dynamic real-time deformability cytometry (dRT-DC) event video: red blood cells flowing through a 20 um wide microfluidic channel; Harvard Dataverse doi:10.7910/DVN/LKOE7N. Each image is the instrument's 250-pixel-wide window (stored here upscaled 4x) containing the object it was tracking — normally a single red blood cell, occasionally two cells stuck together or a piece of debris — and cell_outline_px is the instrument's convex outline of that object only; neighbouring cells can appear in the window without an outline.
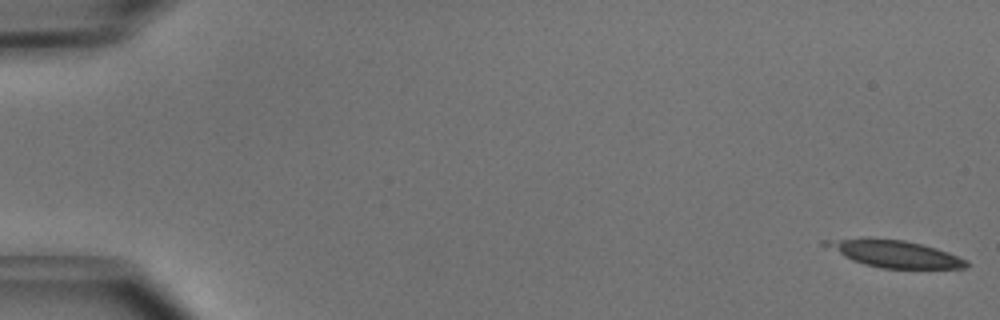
{"species": "common noctule bat (a hibernating species)", "species_latin": "Nyctalus noctula", "temperature_condition": "cold", "stored_images_in_passage": 13, "camera_frame_rate_fps": 3000, "um_per_image_px": 0.085, "animal": {"sex": "male", "body_mass_g": 15.6}, "frame": {"image": 1, "passage_image": 1, "time_ms": 0.0, "image_size_px": [1000, 320], "cell_outline_px": [[968, 264], [964, 268], [880, 268], [864, 264], [852, 260], [820, 244], [820, 240], [864, 236], [904, 240], [936, 248], [948, 252], [968, 260]], "centroid_in_image_um": [75.94, 21.53], "position_along_channel_um": 9.1, "area_um2": 22.54}}